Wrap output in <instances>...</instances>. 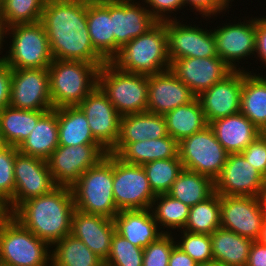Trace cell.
<instances>
[{
    "mask_svg": "<svg viewBox=\"0 0 266 266\" xmlns=\"http://www.w3.org/2000/svg\"><path fill=\"white\" fill-rule=\"evenodd\" d=\"M6 26L3 22V20L0 18V55L3 53L4 51V44L7 43V39L6 38ZM6 40V41H5ZM3 50V51H2ZM4 56L2 55V57L0 56V63L4 61Z\"/></svg>",
    "mask_w": 266,
    "mask_h": 266,
    "instance_id": "cell-53",
    "label": "cell"
},
{
    "mask_svg": "<svg viewBox=\"0 0 266 266\" xmlns=\"http://www.w3.org/2000/svg\"><path fill=\"white\" fill-rule=\"evenodd\" d=\"M48 0H0V18L6 27L41 21Z\"/></svg>",
    "mask_w": 266,
    "mask_h": 266,
    "instance_id": "cell-39",
    "label": "cell"
},
{
    "mask_svg": "<svg viewBox=\"0 0 266 266\" xmlns=\"http://www.w3.org/2000/svg\"><path fill=\"white\" fill-rule=\"evenodd\" d=\"M236 19L231 23L222 24L223 26L214 27L212 32L215 39L217 55L232 69L249 71L239 65L240 61L255 57L256 50V17L241 20ZM242 21V22H241ZM252 55V56H251ZM247 57V58H246ZM237 62V63H236ZM241 67V68H240ZM247 69V70H246Z\"/></svg>",
    "mask_w": 266,
    "mask_h": 266,
    "instance_id": "cell-11",
    "label": "cell"
},
{
    "mask_svg": "<svg viewBox=\"0 0 266 266\" xmlns=\"http://www.w3.org/2000/svg\"><path fill=\"white\" fill-rule=\"evenodd\" d=\"M213 260L222 266H246L253 240L233 231L216 229L211 235Z\"/></svg>",
    "mask_w": 266,
    "mask_h": 266,
    "instance_id": "cell-32",
    "label": "cell"
},
{
    "mask_svg": "<svg viewBox=\"0 0 266 266\" xmlns=\"http://www.w3.org/2000/svg\"><path fill=\"white\" fill-rule=\"evenodd\" d=\"M143 249L133 245L116 231L111 239L109 256L105 266H142Z\"/></svg>",
    "mask_w": 266,
    "mask_h": 266,
    "instance_id": "cell-41",
    "label": "cell"
},
{
    "mask_svg": "<svg viewBox=\"0 0 266 266\" xmlns=\"http://www.w3.org/2000/svg\"><path fill=\"white\" fill-rule=\"evenodd\" d=\"M164 117L168 135L177 142L202 131L208 126L201 103L197 97L193 101L166 113Z\"/></svg>",
    "mask_w": 266,
    "mask_h": 266,
    "instance_id": "cell-33",
    "label": "cell"
},
{
    "mask_svg": "<svg viewBox=\"0 0 266 266\" xmlns=\"http://www.w3.org/2000/svg\"><path fill=\"white\" fill-rule=\"evenodd\" d=\"M259 199L263 209L264 219L266 220V189L259 195Z\"/></svg>",
    "mask_w": 266,
    "mask_h": 266,
    "instance_id": "cell-54",
    "label": "cell"
},
{
    "mask_svg": "<svg viewBox=\"0 0 266 266\" xmlns=\"http://www.w3.org/2000/svg\"><path fill=\"white\" fill-rule=\"evenodd\" d=\"M116 231L114 220L74 209L71 219V235L104 261L109 256L111 239Z\"/></svg>",
    "mask_w": 266,
    "mask_h": 266,
    "instance_id": "cell-23",
    "label": "cell"
},
{
    "mask_svg": "<svg viewBox=\"0 0 266 266\" xmlns=\"http://www.w3.org/2000/svg\"><path fill=\"white\" fill-rule=\"evenodd\" d=\"M155 195L167 194L184 169L179 158L154 160L142 165Z\"/></svg>",
    "mask_w": 266,
    "mask_h": 266,
    "instance_id": "cell-40",
    "label": "cell"
},
{
    "mask_svg": "<svg viewBox=\"0 0 266 266\" xmlns=\"http://www.w3.org/2000/svg\"><path fill=\"white\" fill-rule=\"evenodd\" d=\"M51 266H105L104 260L71 234L51 247Z\"/></svg>",
    "mask_w": 266,
    "mask_h": 266,
    "instance_id": "cell-35",
    "label": "cell"
},
{
    "mask_svg": "<svg viewBox=\"0 0 266 266\" xmlns=\"http://www.w3.org/2000/svg\"><path fill=\"white\" fill-rule=\"evenodd\" d=\"M107 153L102 145L58 146L46 161L55 184L71 188L85 171L95 166Z\"/></svg>",
    "mask_w": 266,
    "mask_h": 266,
    "instance_id": "cell-12",
    "label": "cell"
},
{
    "mask_svg": "<svg viewBox=\"0 0 266 266\" xmlns=\"http://www.w3.org/2000/svg\"><path fill=\"white\" fill-rule=\"evenodd\" d=\"M164 233L143 249L142 266H168L172 249L176 246L175 236Z\"/></svg>",
    "mask_w": 266,
    "mask_h": 266,
    "instance_id": "cell-43",
    "label": "cell"
},
{
    "mask_svg": "<svg viewBox=\"0 0 266 266\" xmlns=\"http://www.w3.org/2000/svg\"><path fill=\"white\" fill-rule=\"evenodd\" d=\"M74 209L71 188L58 186L51 193L23 202L12 217L52 247L71 233Z\"/></svg>",
    "mask_w": 266,
    "mask_h": 266,
    "instance_id": "cell-2",
    "label": "cell"
},
{
    "mask_svg": "<svg viewBox=\"0 0 266 266\" xmlns=\"http://www.w3.org/2000/svg\"><path fill=\"white\" fill-rule=\"evenodd\" d=\"M168 266H198V263L175 246L170 254Z\"/></svg>",
    "mask_w": 266,
    "mask_h": 266,
    "instance_id": "cell-51",
    "label": "cell"
},
{
    "mask_svg": "<svg viewBox=\"0 0 266 266\" xmlns=\"http://www.w3.org/2000/svg\"><path fill=\"white\" fill-rule=\"evenodd\" d=\"M198 266H222L217 262L205 263V264H198Z\"/></svg>",
    "mask_w": 266,
    "mask_h": 266,
    "instance_id": "cell-57",
    "label": "cell"
},
{
    "mask_svg": "<svg viewBox=\"0 0 266 266\" xmlns=\"http://www.w3.org/2000/svg\"><path fill=\"white\" fill-rule=\"evenodd\" d=\"M59 146L56 108L47 111L17 148L22 154L47 160Z\"/></svg>",
    "mask_w": 266,
    "mask_h": 266,
    "instance_id": "cell-31",
    "label": "cell"
},
{
    "mask_svg": "<svg viewBox=\"0 0 266 266\" xmlns=\"http://www.w3.org/2000/svg\"><path fill=\"white\" fill-rule=\"evenodd\" d=\"M11 92V68L3 61L0 63V111L9 106Z\"/></svg>",
    "mask_w": 266,
    "mask_h": 266,
    "instance_id": "cell-49",
    "label": "cell"
},
{
    "mask_svg": "<svg viewBox=\"0 0 266 266\" xmlns=\"http://www.w3.org/2000/svg\"><path fill=\"white\" fill-rule=\"evenodd\" d=\"M170 70L197 97L232 71L219 56L180 58L171 63Z\"/></svg>",
    "mask_w": 266,
    "mask_h": 266,
    "instance_id": "cell-21",
    "label": "cell"
},
{
    "mask_svg": "<svg viewBox=\"0 0 266 266\" xmlns=\"http://www.w3.org/2000/svg\"><path fill=\"white\" fill-rule=\"evenodd\" d=\"M178 147V156L185 169L205 175L213 181L221 173L228 157L209 125L182 139Z\"/></svg>",
    "mask_w": 266,
    "mask_h": 266,
    "instance_id": "cell-9",
    "label": "cell"
},
{
    "mask_svg": "<svg viewBox=\"0 0 266 266\" xmlns=\"http://www.w3.org/2000/svg\"><path fill=\"white\" fill-rule=\"evenodd\" d=\"M178 231L181 233V237L179 238L180 240H176V246L187 253L198 264L214 262L210 235L184 230Z\"/></svg>",
    "mask_w": 266,
    "mask_h": 266,
    "instance_id": "cell-42",
    "label": "cell"
},
{
    "mask_svg": "<svg viewBox=\"0 0 266 266\" xmlns=\"http://www.w3.org/2000/svg\"><path fill=\"white\" fill-rule=\"evenodd\" d=\"M136 1L111 0L114 57L122 46L145 34L157 23L145 7L144 2H140L141 0Z\"/></svg>",
    "mask_w": 266,
    "mask_h": 266,
    "instance_id": "cell-19",
    "label": "cell"
},
{
    "mask_svg": "<svg viewBox=\"0 0 266 266\" xmlns=\"http://www.w3.org/2000/svg\"><path fill=\"white\" fill-rule=\"evenodd\" d=\"M110 63L121 71L146 76L169 70L166 21L157 22L145 34L122 46Z\"/></svg>",
    "mask_w": 266,
    "mask_h": 266,
    "instance_id": "cell-3",
    "label": "cell"
},
{
    "mask_svg": "<svg viewBox=\"0 0 266 266\" xmlns=\"http://www.w3.org/2000/svg\"><path fill=\"white\" fill-rule=\"evenodd\" d=\"M265 189L266 179L241 153L228 154L226 164L214 181V191L220 196L259 197Z\"/></svg>",
    "mask_w": 266,
    "mask_h": 266,
    "instance_id": "cell-17",
    "label": "cell"
},
{
    "mask_svg": "<svg viewBox=\"0 0 266 266\" xmlns=\"http://www.w3.org/2000/svg\"><path fill=\"white\" fill-rule=\"evenodd\" d=\"M7 146H8V144L6 143L4 136H3L1 129H0V150L6 148Z\"/></svg>",
    "mask_w": 266,
    "mask_h": 266,
    "instance_id": "cell-56",
    "label": "cell"
},
{
    "mask_svg": "<svg viewBox=\"0 0 266 266\" xmlns=\"http://www.w3.org/2000/svg\"><path fill=\"white\" fill-rule=\"evenodd\" d=\"M82 1H87V2H96V1H104V0H82Z\"/></svg>",
    "mask_w": 266,
    "mask_h": 266,
    "instance_id": "cell-59",
    "label": "cell"
},
{
    "mask_svg": "<svg viewBox=\"0 0 266 266\" xmlns=\"http://www.w3.org/2000/svg\"><path fill=\"white\" fill-rule=\"evenodd\" d=\"M75 209L110 219L120 212L113 195V154L107 153L71 187Z\"/></svg>",
    "mask_w": 266,
    "mask_h": 266,
    "instance_id": "cell-5",
    "label": "cell"
},
{
    "mask_svg": "<svg viewBox=\"0 0 266 266\" xmlns=\"http://www.w3.org/2000/svg\"><path fill=\"white\" fill-rule=\"evenodd\" d=\"M246 266H266V246L253 241Z\"/></svg>",
    "mask_w": 266,
    "mask_h": 266,
    "instance_id": "cell-50",
    "label": "cell"
},
{
    "mask_svg": "<svg viewBox=\"0 0 266 266\" xmlns=\"http://www.w3.org/2000/svg\"><path fill=\"white\" fill-rule=\"evenodd\" d=\"M261 135L266 138V126L263 128V130L261 131Z\"/></svg>",
    "mask_w": 266,
    "mask_h": 266,
    "instance_id": "cell-58",
    "label": "cell"
},
{
    "mask_svg": "<svg viewBox=\"0 0 266 266\" xmlns=\"http://www.w3.org/2000/svg\"><path fill=\"white\" fill-rule=\"evenodd\" d=\"M178 152V142L169 135L135 143H116L109 151L123 162L134 165H143L154 160L179 158Z\"/></svg>",
    "mask_w": 266,
    "mask_h": 266,
    "instance_id": "cell-24",
    "label": "cell"
},
{
    "mask_svg": "<svg viewBox=\"0 0 266 266\" xmlns=\"http://www.w3.org/2000/svg\"><path fill=\"white\" fill-rule=\"evenodd\" d=\"M242 70H232L221 81L202 92L199 99L208 125L217 119L240 112Z\"/></svg>",
    "mask_w": 266,
    "mask_h": 266,
    "instance_id": "cell-20",
    "label": "cell"
},
{
    "mask_svg": "<svg viewBox=\"0 0 266 266\" xmlns=\"http://www.w3.org/2000/svg\"><path fill=\"white\" fill-rule=\"evenodd\" d=\"M113 195L119 211L150 209L156 196L143 166L125 163L114 154Z\"/></svg>",
    "mask_w": 266,
    "mask_h": 266,
    "instance_id": "cell-10",
    "label": "cell"
},
{
    "mask_svg": "<svg viewBox=\"0 0 266 266\" xmlns=\"http://www.w3.org/2000/svg\"><path fill=\"white\" fill-rule=\"evenodd\" d=\"M41 22L53 59L106 63L95 51L87 27V1L48 0Z\"/></svg>",
    "mask_w": 266,
    "mask_h": 266,
    "instance_id": "cell-1",
    "label": "cell"
},
{
    "mask_svg": "<svg viewBox=\"0 0 266 266\" xmlns=\"http://www.w3.org/2000/svg\"><path fill=\"white\" fill-rule=\"evenodd\" d=\"M234 0H183L184 8H190L195 14L199 12L201 17L210 20L209 18L218 17L219 14H225V12L232 6L231 2ZM230 6V7H229ZM196 9V10H195ZM197 11V12H196ZM217 15V16H216Z\"/></svg>",
    "mask_w": 266,
    "mask_h": 266,
    "instance_id": "cell-46",
    "label": "cell"
},
{
    "mask_svg": "<svg viewBox=\"0 0 266 266\" xmlns=\"http://www.w3.org/2000/svg\"><path fill=\"white\" fill-rule=\"evenodd\" d=\"M78 106L86 115L93 137L109 152L119 137L121 115L98 85Z\"/></svg>",
    "mask_w": 266,
    "mask_h": 266,
    "instance_id": "cell-18",
    "label": "cell"
},
{
    "mask_svg": "<svg viewBox=\"0 0 266 266\" xmlns=\"http://www.w3.org/2000/svg\"><path fill=\"white\" fill-rule=\"evenodd\" d=\"M240 112L260 131L266 126V75L242 70Z\"/></svg>",
    "mask_w": 266,
    "mask_h": 266,
    "instance_id": "cell-29",
    "label": "cell"
},
{
    "mask_svg": "<svg viewBox=\"0 0 266 266\" xmlns=\"http://www.w3.org/2000/svg\"><path fill=\"white\" fill-rule=\"evenodd\" d=\"M165 136L168 132L164 115L145 111L121 116L116 143H135Z\"/></svg>",
    "mask_w": 266,
    "mask_h": 266,
    "instance_id": "cell-28",
    "label": "cell"
},
{
    "mask_svg": "<svg viewBox=\"0 0 266 266\" xmlns=\"http://www.w3.org/2000/svg\"><path fill=\"white\" fill-rule=\"evenodd\" d=\"M150 210L160 230L166 234L175 232L176 236L175 230H183L187 223L190 207L168 194H161L155 196Z\"/></svg>",
    "mask_w": 266,
    "mask_h": 266,
    "instance_id": "cell-37",
    "label": "cell"
},
{
    "mask_svg": "<svg viewBox=\"0 0 266 266\" xmlns=\"http://www.w3.org/2000/svg\"><path fill=\"white\" fill-rule=\"evenodd\" d=\"M87 27L95 51L110 62L114 58L111 0L87 2Z\"/></svg>",
    "mask_w": 266,
    "mask_h": 266,
    "instance_id": "cell-27",
    "label": "cell"
},
{
    "mask_svg": "<svg viewBox=\"0 0 266 266\" xmlns=\"http://www.w3.org/2000/svg\"><path fill=\"white\" fill-rule=\"evenodd\" d=\"M0 264L51 266V247L11 216L0 226Z\"/></svg>",
    "mask_w": 266,
    "mask_h": 266,
    "instance_id": "cell-8",
    "label": "cell"
},
{
    "mask_svg": "<svg viewBox=\"0 0 266 266\" xmlns=\"http://www.w3.org/2000/svg\"><path fill=\"white\" fill-rule=\"evenodd\" d=\"M258 241L266 246V220H264L263 226H262V231L260 234V237Z\"/></svg>",
    "mask_w": 266,
    "mask_h": 266,
    "instance_id": "cell-55",
    "label": "cell"
},
{
    "mask_svg": "<svg viewBox=\"0 0 266 266\" xmlns=\"http://www.w3.org/2000/svg\"><path fill=\"white\" fill-rule=\"evenodd\" d=\"M196 97L170 69L148 76V112L165 115Z\"/></svg>",
    "mask_w": 266,
    "mask_h": 266,
    "instance_id": "cell-22",
    "label": "cell"
},
{
    "mask_svg": "<svg viewBox=\"0 0 266 266\" xmlns=\"http://www.w3.org/2000/svg\"><path fill=\"white\" fill-rule=\"evenodd\" d=\"M113 220L116 232L140 248L148 246L164 234L150 209L121 210Z\"/></svg>",
    "mask_w": 266,
    "mask_h": 266,
    "instance_id": "cell-26",
    "label": "cell"
},
{
    "mask_svg": "<svg viewBox=\"0 0 266 266\" xmlns=\"http://www.w3.org/2000/svg\"><path fill=\"white\" fill-rule=\"evenodd\" d=\"M221 227L220 195L214 192L206 200L191 206L184 231L211 235Z\"/></svg>",
    "mask_w": 266,
    "mask_h": 266,
    "instance_id": "cell-38",
    "label": "cell"
},
{
    "mask_svg": "<svg viewBox=\"0 0 266 266\" xmlns=\"http://www.w3.org/2000/svg\"><path fill=\"white\" fill-rule=\"evenodd\" d=\"M59 146L101 145L91 133L87 118L77 106L56 108Z\"/></svg>",
    "mask_w": 266,
    "mask_h": 266,
    "instance_id": "cell-30",
    "label": "cell"
},
{
    "mask_svg": "<svg viewBox=\"0 0 266 266\" xmlns=\"http://www.w3.org/2000/svg\"><path fill=\"white\" fill-rule=\"evenodd\" d=\"M183 20L182 17V21L179 19L166 21L168 55L171 63L180 58L218 56L212 29H204L195 23L184 24Z\"/></svg>",
    "mask_w": 266,
    "mask_h": 266,
    "instance_id": "cell-15",
    "label": "cell"
},
{
    "mask_svg": "<svg viewBox=\"0 0 266 266\" xmlns=\"http://www.w3.org/2000/svg\"><path fill=\"white\" fill-rule=\"evenodd\" d=\"M103 64L54 59L47 68L53 109L79 105L98 85Z\"/></svg>",
    "mask_w": 266,
    "mask_h": 266,
    "instance_id": "cell-4",
    "label": "cell"
},
{
    "mask_svg": "<svg viewBox=\"0 0 266 266\" xmlns=\"http://www.w3.org/2000/svg\"><path fill=\"white\" fill-rule=\"evenodd\" d=\"M98 86L121 116L147 111L148 76L124 72L106 62L99 68Z\"/></svg>",
    "mask_w": 266,
    "mask_h": 266,
    "instance_id": "cell-6",
    "label": "cell"
},
{
    "mask_svg": "<svg viewBox=\"0 0 266 266\" xmlns=\"http://www.w3.org/2000/svg\"><path fill=\"white\" fill-rule=\"evenodd\" d=\"M18 148L8 145L0 150V196L9 202L15 192L14 161Z\"/></svg>",
    "mask_w": 266,
    "mask_h": 266,
    "instance_id": "cell-44",
    "label": "cell"
},
{
    "mask_svg": "<svg viewBox=\"0 0 266 266\" xmlns=\"http://www.w3.org/2000/svg\"><path fill=\"white\" fill-rule=\"evenodd\" d=\"M257 54V55H256ZM254 58L261 62L260 64L266 67V16L256 17V50Z\"/></svg>",
    "mask_w": 266,
    "mask_h": 266,
    "instance_id": "cell-48",
    "label": "cell"
},
{
    "mask_svg": "<svg viewBox=\"0 0 266 266\" xmlns=\"http://www.w3.org/2000/svg\"><path fill=\"white\" fill-rule=\"evenodd\" d=\"M264 220L259 197L220 196L221 228L258 241Z\"/></svg>",
    "mask_w": 266,
    "mask_h": 266,
    "instance_id": "cell-16",
    "label": "cell"
},
{
    "mask_svg": "<svg viewBox=\"0 0 266 266\" xmlns=\"http://www.w3.org/2000/svg\"><path fill=\"white\" fill-rule=\"evenodd\" d=\"M47 68L11 69L9 106L23 110H52Z\"/></svg>",
    "mask_w": 266,
    "mask_h": 266,
    "instance_id": "cell-14",
    "label": "cell"
},
{
    "mask_svg": "<svg viewBox=\"0 0 266 266\" xmlns=\"http://www.w3.org/2000/svg\"><path fill=\"white\" fill-rule=\"evenodd\" d=\"M15 192L8 202L13 213L23 202L51 193L58 186L47 161L18 152L14 161Z\"/></svg>",
    "mask_w": 266,
    "mask_h": 266,
    "instance_id": "cell-13",
    "label": "cell"
},
{
    "mask_svg": "<svg viewBox=\"0 0 266 266\" xmlns=\"http://www.w3.org/2000/svg\"><path fill=\"white\" fill-rule=\"evenodd\" d=\"M209 126L228 154L241 153L261 135V131L241 112L214 120Z\"/></svg>",
    "mask_w": 266,
    "mask_h": 266,
    "instance_id": "cell-25",
    "label": "cell"
},
{
    "mask_svg": "<svg viewBox=\"0 0 266 266\" xmlns=\"http://www.w3.org/2000/svg\"><path fill=\"white\" fill-rule=\"evenodd\" d=\"M141 1H144L146 8L149 10L150 14L157 22L177 20V18L179 17H176L174 14L177 13V11L184 9L183 0H141Z\"/></svg>",
    "mask_w": 266,
    "mask_h": 266,
    "instance_id": "cell-45",
    "label": "cell"
},
{
    "mask_svg": "<svg viewBox=\"0 0 266 266\" xmlns=\"http://www.w3.org/2000/svg\"><path fill=\"white\" fill-rule=\"evenodd\" d=\"M50 110H23L11 106L0 111V129L6 143L18 147L35 128L38 120Z\"/></svg>",
    "mask_w": 266,
    "mask_h": 266,
    "instance_id": "cell-34",
    "label": "cell"
},
{
    "mask_svg": "<svg viewBox=\"0 0 266 266\" xmlns=\"http://www.w3.org/2000/svg\"><path fill=\"white\" fill-rule=\"evenodd\" d=\"M214 192V181L211 178L184 168L167 194L191 207L206 200Z\"/></svg>",
    "mask_w": 266,
    "mask_h": 266,
    "instance_id": "cell-36",
    "label": "cell"
},
{
    "mask_svg": "<svg viewBox=\"0 0 266 266\" xmlns=\"http://www.w3.org/2000/svg\"><path fill=\"white\" fill-rule=\"evenodd\" d=\"M7 36L12 38L4 62L11 69L48 68L54 60L41 21L7 27Z\"/></svg>",
    "mask_w": 266,
    "mask_h": 266,
    "instance_id": "cell-7",
    "label": "cell"
},
{
    "mask_svg": "<svg viewBox=\"0 0 266 266\" xmlns=\"http://www.w3.org/2000/svg\"><path fill=\"white\" fill-rule=\"evenodd\" d=\"M12 216L8 202L0 196V226Z\"/></svg>",
    "mask_w": 266,
    "mask_h": 266,
    "instance_id": "cell-52",
    "label": "cell"
},
{
    "mask_svg": "<svg viewBox=\"0 0 266 266\" xmlns=\"http://www.w3.org/2000/svg\"><path fill=\"white\" fill-rule=\"evenodd\" d=\"M241 154L266 179V138L260 135Z\"/></svg>",
    "mask_w": 266,
    "mask_h": 266,
    "instance_id": "cell-47",
    "label": "cell"
}]
</instances>
